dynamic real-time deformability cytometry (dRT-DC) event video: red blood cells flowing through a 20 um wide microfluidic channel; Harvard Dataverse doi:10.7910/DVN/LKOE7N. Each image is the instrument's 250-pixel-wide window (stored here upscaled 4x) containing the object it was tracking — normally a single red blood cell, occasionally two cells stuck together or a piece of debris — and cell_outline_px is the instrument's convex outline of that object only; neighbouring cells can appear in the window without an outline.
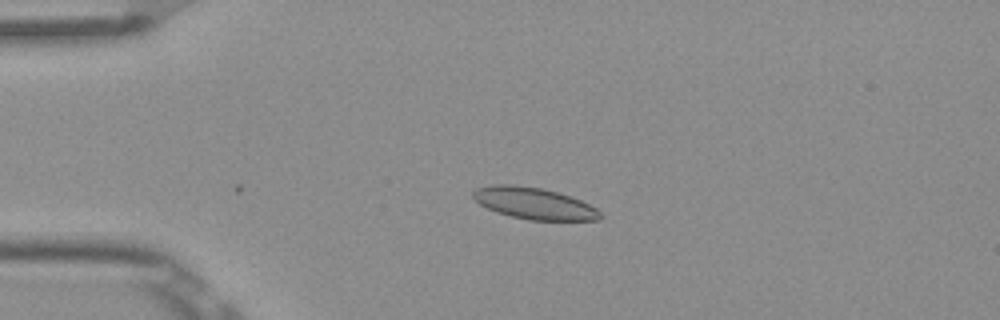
{"species": "Egyptian fruit bat (a non-hibernating species)", "species_latin": "Rousettus aegyptiacus", "temperature_condition": "room temperature", "stored_images_in_passage": 4, "camera_frame_rate_fps": 3000, "um_per_image_px": 0.085, "frame": {"image": 1, "passage_image": 4, "time_ms": 1.0, "image_size_px": [1000, 320], "cell_outline_px": [[604, 216], [600, 220], [528, 220], [496, 212], [480, 204], [472, 196], [472, 192], [476, 188], [492, 184], [512, 184], [540, 188], [556, 192], [580, 200], [596, 208]], "centroid_in_image_um": [45.38, 17.29], "position_along_channel_um": 39.6, "area_um2": 23.29}}